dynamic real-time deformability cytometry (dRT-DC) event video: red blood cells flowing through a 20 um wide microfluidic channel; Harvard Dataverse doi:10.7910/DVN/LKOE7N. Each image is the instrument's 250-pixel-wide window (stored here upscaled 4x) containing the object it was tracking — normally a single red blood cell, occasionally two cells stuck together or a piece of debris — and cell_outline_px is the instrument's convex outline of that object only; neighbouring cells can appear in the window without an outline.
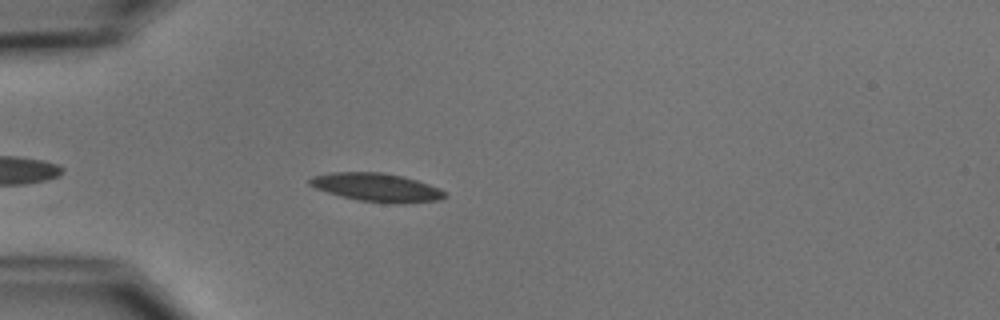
{"species": "common noctule bat (a hibernating species)", "species_latin": "Nyctalus noctula", "temperature_condition": "cold", "stored_images_in_passage": 39, "camera_frame_rate_fps": 3000, "um_per_image_px": 0.085, "animal": {"sex": "male", "body_mass_g": 15.6}, "frame": {"image": 1, "passage_image": 6, "time_ms": 1.667, "image_size_px": [1000, 320], "cell_outline_px": [[448, 196], [440, 200], [360, 200], [328, 192], [316, 188], [308, 184], [308, 180], [312, 176], [332, 172], [380, 172], [404, 176], [440, 188], [448, 192]], "centroid_in_image_um": [31.97, 15.86], "position_along_channel_um": 53.0, "area_um2": 21.15}, "authors_computed_cell_mechanics": {"area_um2": 18.785, "velocity_mm_per_s": 3.7528, "shape_relaxation_time_tau1_ms": null, "shape_relaxation_time_tau2_ms": 2.5, "deformation_change_tau1": null, "deformation_change_tau2": 0.099}}